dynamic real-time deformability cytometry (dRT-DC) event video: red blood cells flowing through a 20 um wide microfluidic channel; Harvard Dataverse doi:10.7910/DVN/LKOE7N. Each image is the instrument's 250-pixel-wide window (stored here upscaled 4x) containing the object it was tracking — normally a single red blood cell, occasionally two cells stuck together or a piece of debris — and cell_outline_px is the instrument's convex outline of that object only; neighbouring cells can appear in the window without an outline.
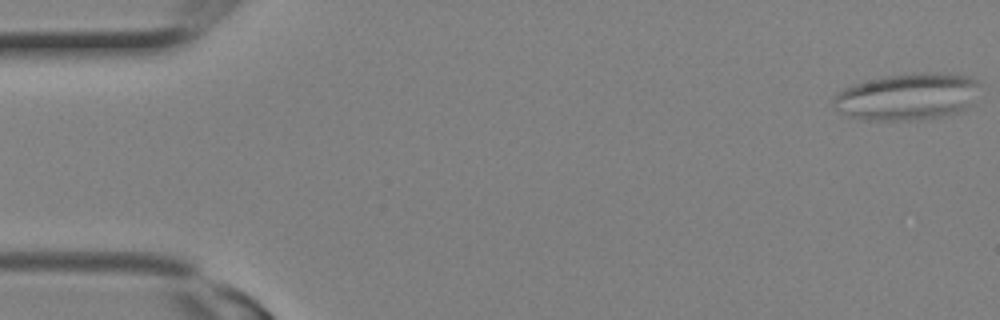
{"species": "Egyptian fruit bat (a non-hibernating species)", "species_latin": "Rousettus aegyptiacus", "temperature_condition": "room temperature", "stored_images_in_passage": 10, "camera_frame_rate_fps": 3000, "um_per_image_px": 0.085, "animal": {"sex": "female"}, "frame": {"image": 1, "passage_image": 1, "time_ms": 0.0, "image_size_px": [1000, 320], "cell_outline_px": [[980, 84], [972, 104], [964, 112], [944, 116], [916, 120], [860, 120], [848, 116], [840, 112], [832, 104], [832, 100], [836, 92], [852, 84], [884, 76], [912, 72], [936, 72], [968, 76], [976, 80]], "centroid_in_image_um": [77.12, 8.22], "position_along_channel_um": 7.9, "area_um2": 40.75}}